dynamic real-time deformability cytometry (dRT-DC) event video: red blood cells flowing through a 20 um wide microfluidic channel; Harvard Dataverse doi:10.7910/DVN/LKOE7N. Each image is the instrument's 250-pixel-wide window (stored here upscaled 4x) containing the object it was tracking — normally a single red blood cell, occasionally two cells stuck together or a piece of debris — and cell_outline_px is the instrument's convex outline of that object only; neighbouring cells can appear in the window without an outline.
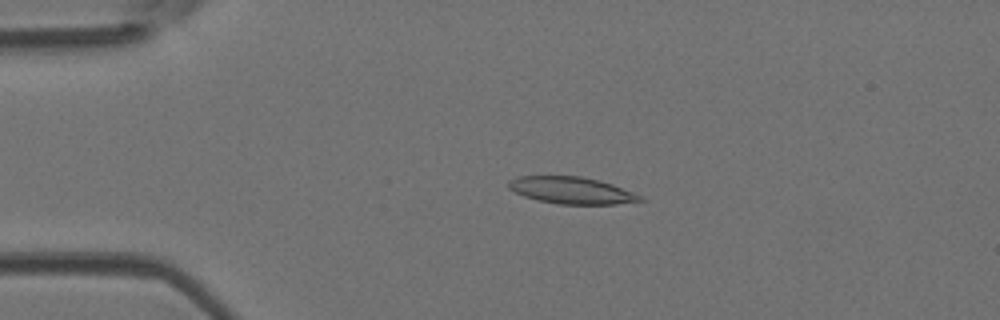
{"species": "Egyptian fruit bat (a non-hibernating species)", "species_latin": "Rousettus aegyptiacus", "temperature_condition": "room temperature", "stored_images_in_passage": 50, "camera_frame_rate_fps": 3000, "um_per_image_px": 0.085, "animal": {"sex": "female"}, "frame": {"image": 1, "passage_image": 11, "time_ms": 3.333, "image_size_px": [1000, 320], "cell_outline_px": [[644, 200], [616, 204], [560, 204], [536, 200], [524, 196], [508, 188], [508, 180], [516, 176], [580, 176], [600, 180], [612, 184], [644, 196]], "centroid_in_image_um": [48.58, 16.18], "position_along_channel_um": 36.4, "area_um2": 20.69}}
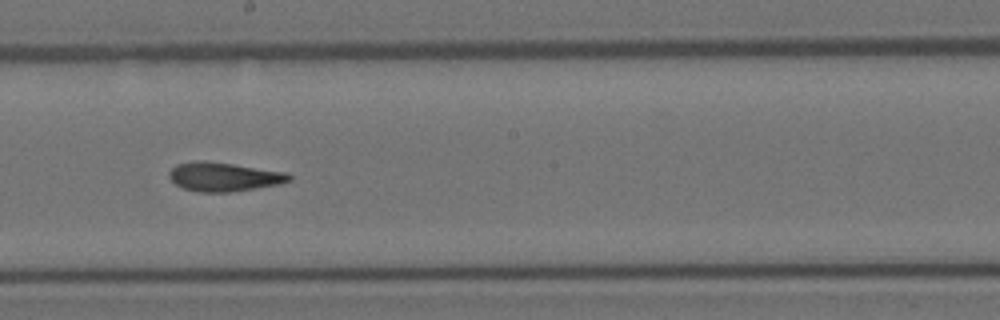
{"frame": {"image": 2, "passage_image": 28, "time_ms": 9.0, "image_size_px": [1000, 320], "cell_outline_px": [[292, 180], [280, 184], [232, 192], [200, 192], [184, 188], [176, 184], [168, 176], [168, 172], [176, 164], [196, 160], [204, 160], [288, 172], [292, 176]], "centroid_in_image_um": [19.04, 15.02], "position_along_channel_um": 229.2, "area_um2": 20.35}}
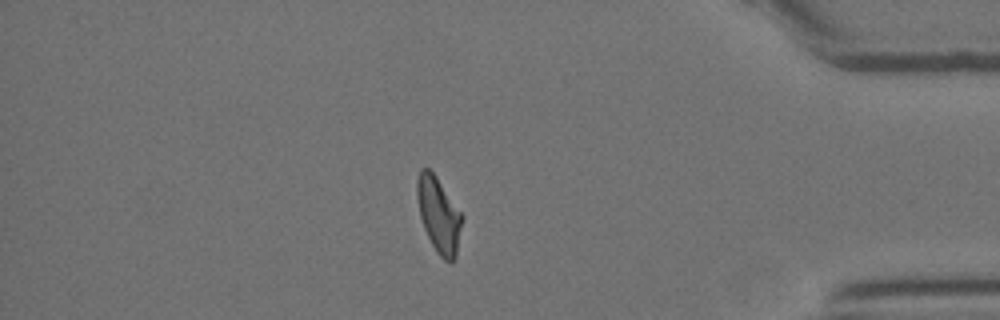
{"frame": {"image": 3, "passage_image": 43, "time_ms": 14.0, "image_size_px": [1000, 320], "cell_outline_px": [[464, 216], [456, 256], [452, 264], [448, 264], [436, 252], [424, 228], [420, 216], [416, 196], [416, 180], [420, 168], [428, 168], [436, 176]], "centroid_in_image_um": [37.3, 18.28], "position_along_channel_um": 397.9, "area_um2": 20.0}, "authors_computed_cell_mechanics": {"area_um2": 20.23, "velocity_mm_per_s": 4.053, "shape_relaxation_time_tau1_ms": null, "shape_relaxation_time_tau2_ms": 3.3978, "deformation_change_tau1": null, "deformation_change_tau2": 0.1171}}